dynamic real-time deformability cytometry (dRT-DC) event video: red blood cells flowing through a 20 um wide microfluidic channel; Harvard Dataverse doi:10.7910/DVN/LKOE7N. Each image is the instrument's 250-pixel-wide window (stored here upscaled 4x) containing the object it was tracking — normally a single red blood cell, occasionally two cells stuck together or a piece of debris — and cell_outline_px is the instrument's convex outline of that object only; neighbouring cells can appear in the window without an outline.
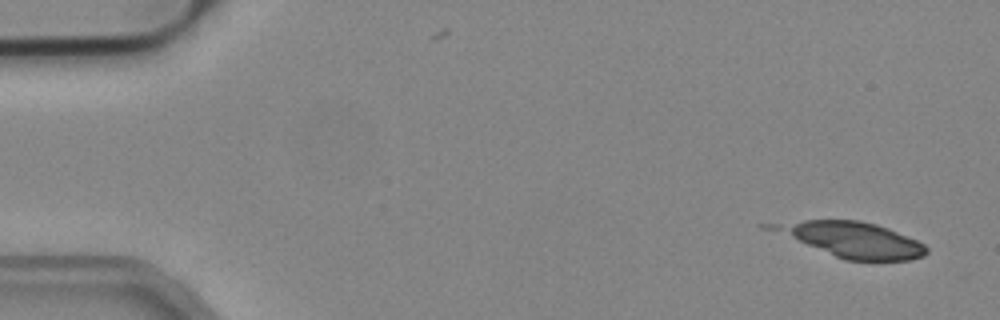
{"species": "common noctule bat (a hibernating species)", "species_latin": "Nyctalus noctula", "temperature_condition": "cold", "stored_images_in_passage": 8, "camera_frame_rate_fps": 3000, "um_per_image_px": 0.085, "animal": {"sex": "male", "body_mass_g": 19.2, "forearm_length_mm": 51.8}, "frame": {"image": 1, "passage_image": 3, "time_ms": 0.667, "image_size_px": [1000, 320], "cell_outline_px": [[928, 252], [924, 256], [908, 260], [844, 260], [760, 228], [756, 224], [804, 220], [860, 220], [876, 224], [888, 228], [916, 240], [924, 244], [928, 248]], "centroid_in_image_um": [72.25, 20.34], "position_along_channel_um": 12.8, "area_um2": 32.31}}